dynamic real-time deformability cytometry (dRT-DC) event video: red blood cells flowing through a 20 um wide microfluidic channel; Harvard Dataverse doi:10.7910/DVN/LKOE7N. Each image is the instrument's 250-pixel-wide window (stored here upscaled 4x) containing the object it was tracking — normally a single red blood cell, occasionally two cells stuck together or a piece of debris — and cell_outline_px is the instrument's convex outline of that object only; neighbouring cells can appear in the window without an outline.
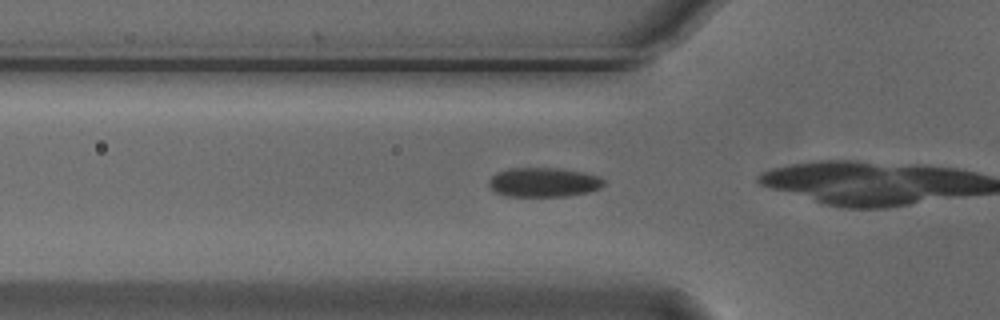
{"species": "Egyptian fruit bat (a non-hibernating species)", "species_latin": "Rousettus aegyptiacus", "temperature_condition": "cold", "stored_images_in_passage": 16, "camera_frame_rate_fps": 3000, "um_per_image_px": 0.085, "animal": {"sex": "male"}, "frame": {"image": 1, "passage_image": 14, "time_ms": 4.333, "image_size_px": [1000, 320], "cell_outline_px": [[604, 184], [600, 188], [588, 192], [568, 196], [504, 196], [496, 192], [488, 184], [488, 180], [496, 172], [508, 168], [560, 168], [584, 172], [600, 176], [604, 180]], "centroid_in_image_um": [46.21, 15.48], "position_along_channel_um": 79.6, "area_um2": 19.83}}